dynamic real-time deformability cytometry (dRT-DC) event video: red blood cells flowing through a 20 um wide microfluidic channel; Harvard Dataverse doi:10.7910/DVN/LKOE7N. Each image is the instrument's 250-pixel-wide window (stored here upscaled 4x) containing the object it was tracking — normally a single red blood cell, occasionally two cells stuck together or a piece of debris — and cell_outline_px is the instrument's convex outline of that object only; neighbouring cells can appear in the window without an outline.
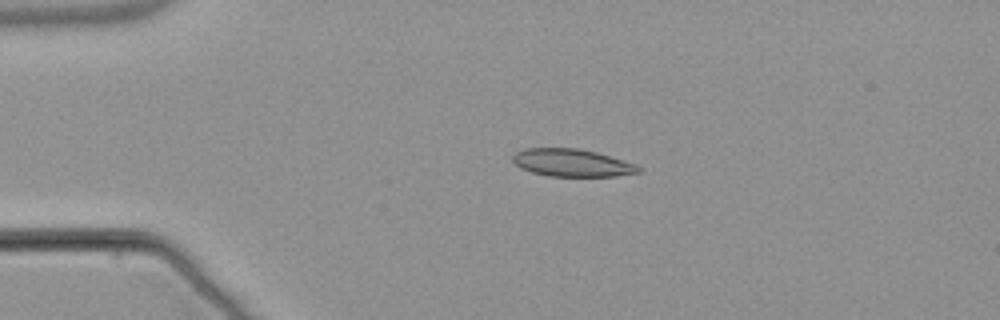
{"species": "common noctule bat (a hibernating species)", "species_latin": "Nyctalus noctula", "temperature_condition": "warm", "stored_images_in_passage": 43, "camera_frame_rate_fps": 3000, "um_per_image_px": 0.085, "animal": {"sex": "male", "body_mass_g": 21.5, "forearm_length_mm": 52.0}, "frame": {"image": 1, "passage_image": 1, "time_ms": 0.0, "image_size_px": [1000, 320], "cell_outline_px": [[644, 168], [640, 172], [616, 176], [548, 176], [532, 172], [520, 168], [512, 160], [512, 156], [516, 152], [524, 148], [580, 148], [596, 152], [636, 164]], "centroid_in_image_um": [48.62, 13.83], "position_along_channel_um": 36.4, "area_um2": 20.29}}
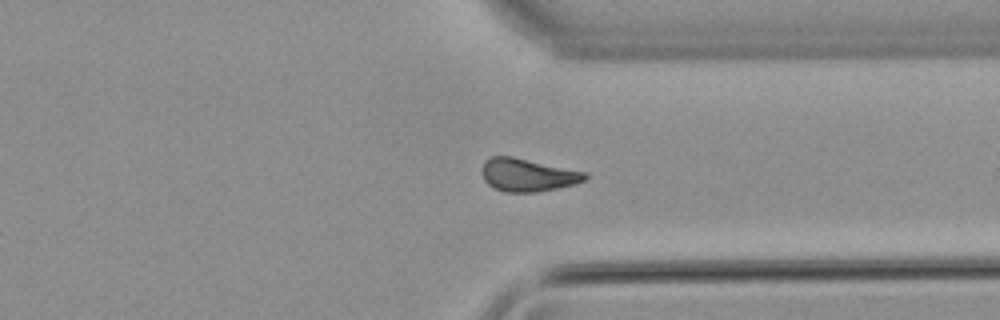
{"frame": {"image": 2, "passage_image": 30, "time_ms": 9.667, "image_size_px": [1000, 320], "cell_outline_px": [[588, 180], [576, 184], [536, 192], [504, 192], [488, 184], [484, 180], [484, 160], [492, 156], [512, 156], [588, 172]], "centroid_in_image_um": [44.92, 14.87], "position_along_channel_um": 366.5, "area_um2": 19.77}}
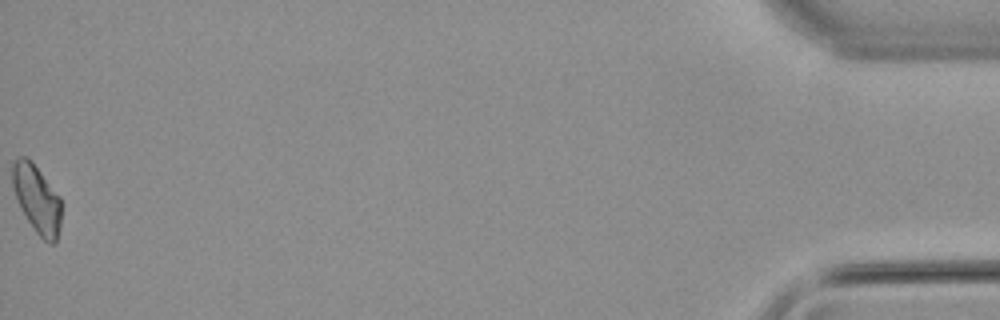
{"frame": {"image": 3, "passage_image": 43, "time_ms": 14.0, "image_size_px": [1000, 320], "cell_outline_px": [[60, 228], [56, 240], [52, 244], [48, 244], [36, 232], [20, 208], [12, 184], [12, 160], [20, 156], [28, 156], [32, 160], [60, 196]], "centroid_in_image_um": [3.12, 16.86], "position_along_channel_um": 432.1, "area_um2": 19.48}, "authors_computed_cell_mechanics": {"area_um2": 19.7098, "velocity_mm_per_s": 3.8438, "shape_relaxation_time_tau1_ms": null, "shape_relaxation_time_tau2_ms": 3.1795, "deformation_change_tau1": null, "deformation_change_tau2": 0.095}}